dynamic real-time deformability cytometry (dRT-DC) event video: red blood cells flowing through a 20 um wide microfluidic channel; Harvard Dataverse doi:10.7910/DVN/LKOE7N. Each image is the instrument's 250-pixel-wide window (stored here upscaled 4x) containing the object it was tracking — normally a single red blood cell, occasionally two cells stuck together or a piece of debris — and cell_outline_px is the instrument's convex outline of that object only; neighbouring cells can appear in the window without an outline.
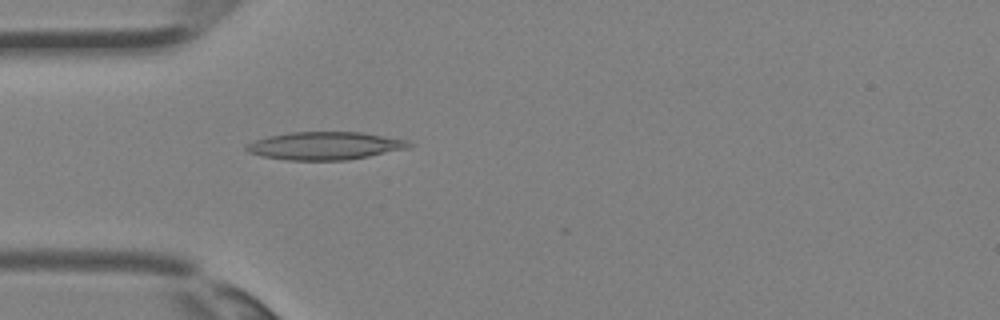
{"species": "Egyptian fruit bat (a non-hibernating species)", "species_latin": "Rousettus aegyptiacus", "temperature_condition": "room temperature", "stored_images_in_passage": 34, "camera_frame_rate_fps": 3000, "um_per_image_px": 0.085, "animal": {"sex": "female"}, "frame": {"image": 1, "passage_image": 9, "time_ms": 2.667, "image_size_px": [1000, 320], "cell_outline_px": [[416, 144], [408, 148], [348, 160], [288, 160], [264, 156], [248, 152], [244, 148], [248, 144], [256, 140], [288, 132], [360, 132], [408, 140]], "centroid_in_image_um": [27.67, 12.39], "position_along_channel_um": 57.3, "area_um2": 26.18}}
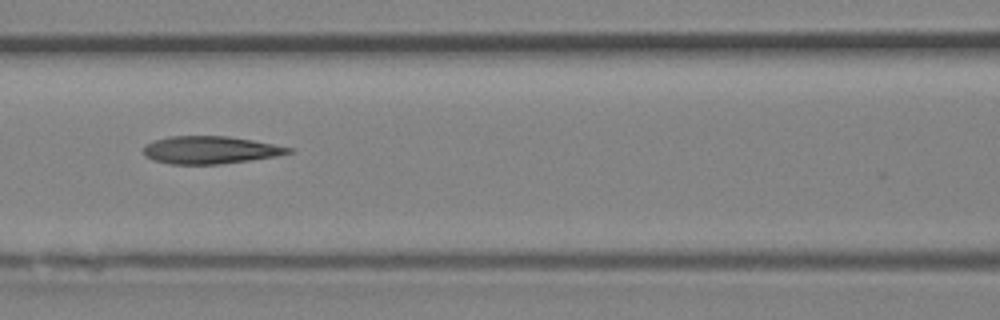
{"frame": {"image": 2, "passage_image": 14, "time_ms": 4.333, "image_size_px": [1000, 320], "cell_outline_px": [[296, 152], [276, 156], [220, 164], [172, 164], [152, 160], [144, 156], [144, 144], [152, 140], [168, 136], [228, 136], [252, 140], [292, 148]], "centroid_in_image_um": [17.83, 12.74], "position_along_channel_um": 148.8, "area_um2": 23.41}}
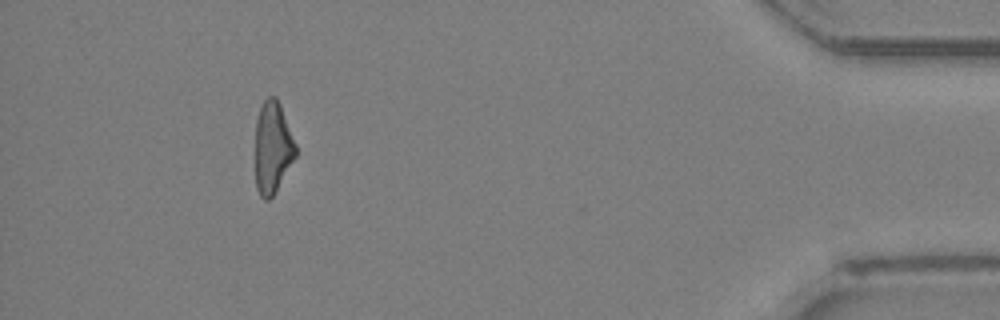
{"frame": {"image": 3, "passage_image": 31, "time_ms": 10.0, "image_size_px": [1000, 320], "cell_outline_px": [[296, 156], [272, 196], [268, 200], [264, 200], [260, 196], [256, 188], [256, 120], [260, 108], [264, 100], [268, 96], [276, 96], [280, 104], [296, 144]], "centroid_in_image_um": [23.17, 12.52], "position_along_channel_um": 412.0, "area_um2": 21.39}}